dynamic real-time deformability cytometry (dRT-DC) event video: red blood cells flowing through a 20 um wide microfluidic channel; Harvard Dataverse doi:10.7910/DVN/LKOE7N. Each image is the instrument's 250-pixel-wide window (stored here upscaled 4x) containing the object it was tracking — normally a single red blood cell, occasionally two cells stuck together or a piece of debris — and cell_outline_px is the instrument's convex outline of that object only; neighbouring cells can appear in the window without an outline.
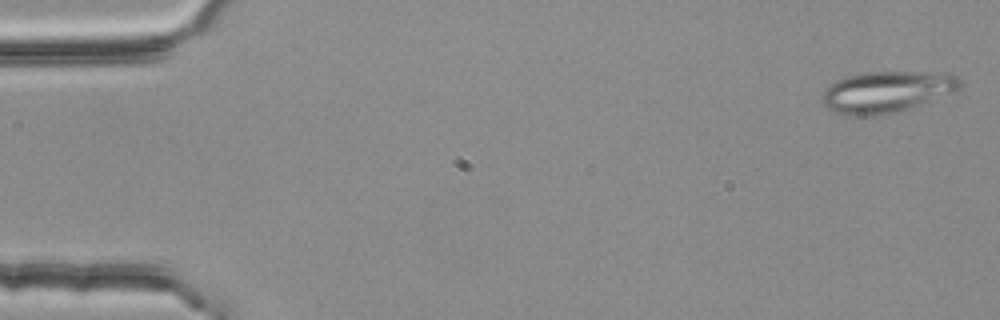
{"species": "common noctule bat (a hibernating species)", "species_latin": "Nyctalus noctula", "temperature_condition": "room temperature", "stored_images_in_passage": 5, "camera_frame_rate_fps": 3000, "um_per_image_px": 0.085, "animal": {"sex": "female", "body_mass_g": 25.1}, "frame": {"image": 1, "passage_image": 1, "time_ms": 0.0, "image_size_px": [1000, 320], "cell_outline_px": [[960, 88], [952, 92], [892, 112], [876, 116], [860, 116], [836, 112], [828, 108], [820, 100], [824, 88], [828, 84], [836, 80], [848, 76], [864, 72], [952, 72], [960, 80]], "centroid_in_image_um": [75.31, 7.77], "position_along_channel_um": 9.7, "area_um2": 32.71}}